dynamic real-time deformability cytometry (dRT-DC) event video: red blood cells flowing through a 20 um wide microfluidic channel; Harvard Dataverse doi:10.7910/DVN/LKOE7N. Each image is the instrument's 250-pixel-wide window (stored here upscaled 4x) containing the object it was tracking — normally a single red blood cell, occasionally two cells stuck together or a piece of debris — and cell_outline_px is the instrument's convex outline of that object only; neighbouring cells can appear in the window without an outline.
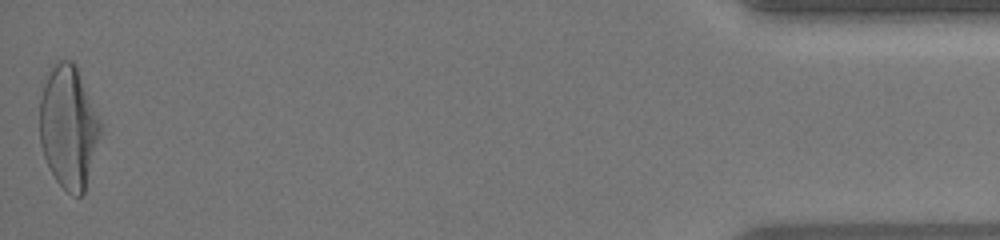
{"species": "human", "species_latin": "Homo sapiens", "temperature_condition": "warm", "stored_images_in_passage": 36, "camera_frame_rate_fps": 3000, "um_per_image_px": 0.085, "donor": {"sex": "female"}, "frame": {"image": 1, "passage_image": 36, "time_ms": 11.667, "image_size_px": [1000, 240], "cell_outline_px": [[100, 132], [84, 192], [80, 196], [72, 196], [56, 180], [44, 156], [40, 144], [40, 100], [44, 84], [48, 72], [52, 64], [56, 60], [72, 60], [76, 64], [100, 120]], "centroid_in_image_um": [5.8, 10.75], "position_along_channel_um": 429.4, "area_um2": 42.95}, "authors_computed_cell_mechanics": {"area_um2": 37.57, "velocity_mm_per_s": 4.131, "shape_relaxation_time_tau1_ms": 3.5983, "shape_relaxation_time_tau2_ms": null, "deformation_change_tau1": 0.2107, "deformation_change_tau2": null}}